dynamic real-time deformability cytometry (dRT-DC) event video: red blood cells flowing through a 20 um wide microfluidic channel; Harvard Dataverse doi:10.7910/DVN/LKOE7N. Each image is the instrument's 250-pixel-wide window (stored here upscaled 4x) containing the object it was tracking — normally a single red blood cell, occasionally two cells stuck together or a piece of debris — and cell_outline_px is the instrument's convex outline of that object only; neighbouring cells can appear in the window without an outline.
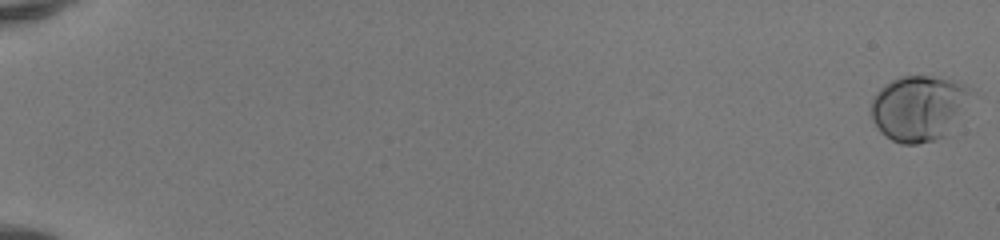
{"species": "human", "species_latin": "Homo sapiens", "temperature_condition": "room temperature", "stored_images_in_passage": 53, "camera_frame_rate_fps": 3000, "um_per_image_px": 0.085, "donor": {"sex": "female"}, "frame": {"image": 1, "passage_image": 1, "time_ms": 0.0, "image_size_px": [1000, 240], "cell_outline_px": [[968, 92], [944, 136], [936, 140], [916, 144], [900, 144], [892, 140], [880, 132], [872, 120], [872, 96], [884, 84], [900, 76], [932, 76], [956, 80], [968, 88]], "centroid_in_image_um": [77.94, 9.17], "position_along_channel_um": 7.1, "area_um2": 36.76}}
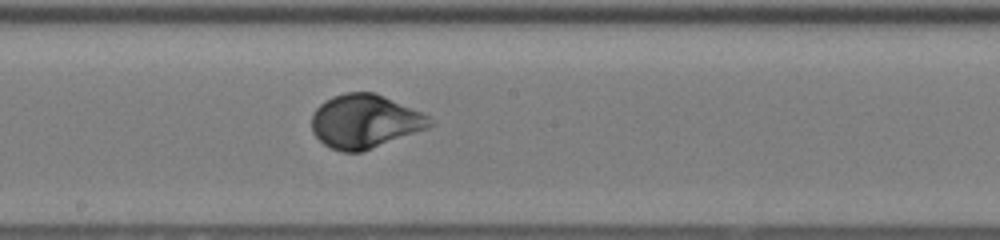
{"frame": {"image": 2, "passage_image": 32, "time_ms": 10.333, "image_size_px": [1000, 240], "cell_outline_px": [[436, 124], [428, 128], [360, 152], [340, 152], [324, 144], [312, 132], [312, 112], [324, 100], [332, 96], [344, 92], [376, 92], [420, 112], [428, 116]], "centroid_in_image_um": [30.99, 10.3], "position_along_channel_um": 217.2, "area_um2": 36.88}}
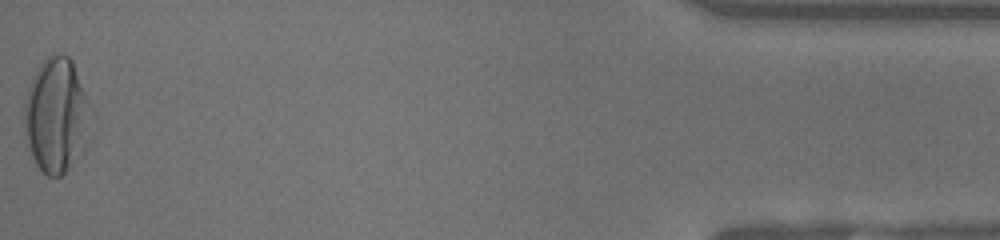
{"frame": {"image": 3, "passage_image": 53, "time_ms": 17.333, "image_size_px": [1000, 240], "cell_outline_px": [[96, 116], [68, 168], [60, 176], [48, 176], [36, 164], [32, 156], [28, 144], [24, 116], [24, 104], [28, 88], [40, 64], [52, 52], [68, 56], [72, 60], [96, 108]], "centroid_in_image_um": [4.85, 9.69], "position_along_channel_um": 430.3, "area_um2": 44.51}, "authors_computed_cell_mechanics": {"area_um2": 36.1828, "velocity_mm_per_s": 4.1301, "shape_relaxation_time_tau1_ms": 2.8984, "shape_relaxation_time_tau2_ms": null, "deformation_change_tau1": 0.1711, "deformation_change_tau2": null}}